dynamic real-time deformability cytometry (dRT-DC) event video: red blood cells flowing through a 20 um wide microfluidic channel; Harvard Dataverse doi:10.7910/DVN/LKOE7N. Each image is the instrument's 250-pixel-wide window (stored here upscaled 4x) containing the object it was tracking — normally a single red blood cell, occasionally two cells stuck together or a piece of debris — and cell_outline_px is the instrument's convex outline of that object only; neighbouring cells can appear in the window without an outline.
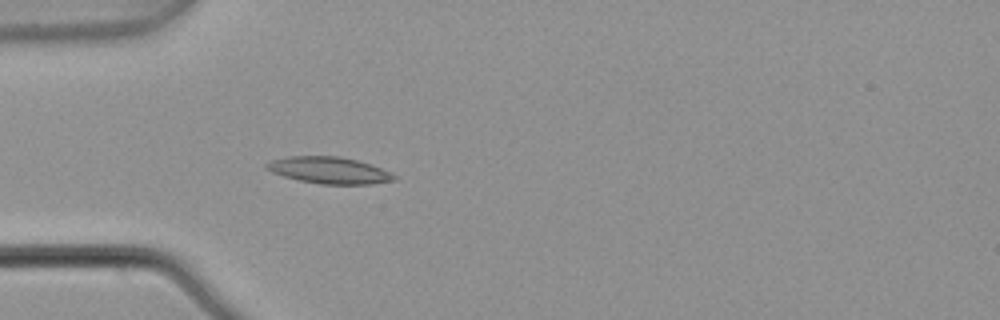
{"species": "common noctule bat (a hibernating species)", "species_latin": "Nyctalus noctula", "temperature_condition": "warm", "stored_images_in_passage": 4, "camera_frame_rate_fps": 3000, "um_per_image_px": 0.085, "animal": {"sex": "male", "body_mass_g": 21.5, "forearm_length_mm": 52.0}, "frame": {"image": 1, "passage_image": 4, "time_ms": 1.0, "image_size_px": [1000, 320], "cell_outline_px": [[396, 180], [372, 184], [320, 184], [300, 180], [284, 176], [272, 172], [264, 168], [264, 164], [272, 160], [288, 156], [340, 156], [372, 164], [392, 172], [396, 176]], "centroid_in_image_um": [28.0, 14.47], "position_along_channel_um": 57.0, "area_um2": 19.94}}